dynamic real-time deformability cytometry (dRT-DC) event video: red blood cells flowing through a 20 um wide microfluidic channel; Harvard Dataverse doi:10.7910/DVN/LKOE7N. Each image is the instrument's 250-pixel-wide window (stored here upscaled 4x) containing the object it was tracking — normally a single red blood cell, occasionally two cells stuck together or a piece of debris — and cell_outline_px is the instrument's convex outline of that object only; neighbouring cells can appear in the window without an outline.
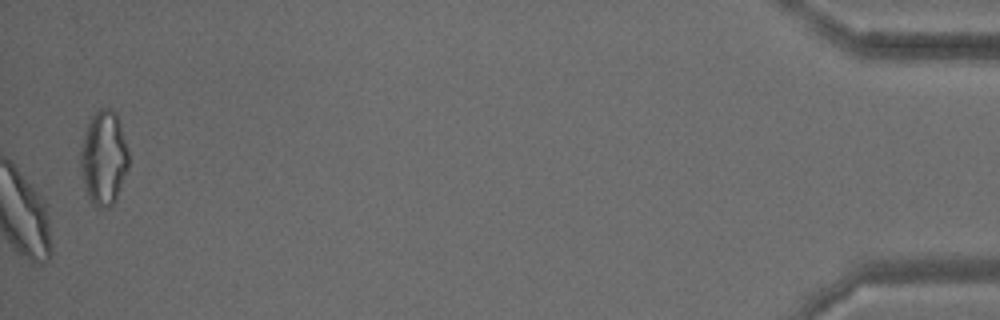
{"species": "common noctule bat (a hibernating species)", "species_latin": "Nyctalus noctula", "temperature_condition": "warm", "stored_images_in_passage": 60, "camera_frame_rate_fps": 3000, "um_per_image_px": 0.085, "animal": {"sex": "male", "body_mass_g": 15.6}, "frame": {"image": 1, "passage_image": 60, "time_ms": 19.667, "image_size_px": [1000, 320], "cell_outline_px": [[128, 168], [116, 196], [112, 204], [104, 208], [92, 204], [88, 196], [80, 172], [80, 152], [84, 136], [88, 124], [92, 116], [100, 108], [112, 108], [116, 112], [128, 148]], "centroid_in_image_um": [8.81, 13.39], "position_along_channel_um": 426.4, "area_um2": 26.07}, "authors_computed_cell_mechanics": {"area_um2": 23.8136, "velocity_mm_per_s": 3.4188, "shape_relaxation_time_tau1_ms": 3.8303, "shape_relaxation_time_tau2_ms": 3.1794, "deformation_change_tau1": 0.1138, "deformation_change_tau2": 0.0846}}